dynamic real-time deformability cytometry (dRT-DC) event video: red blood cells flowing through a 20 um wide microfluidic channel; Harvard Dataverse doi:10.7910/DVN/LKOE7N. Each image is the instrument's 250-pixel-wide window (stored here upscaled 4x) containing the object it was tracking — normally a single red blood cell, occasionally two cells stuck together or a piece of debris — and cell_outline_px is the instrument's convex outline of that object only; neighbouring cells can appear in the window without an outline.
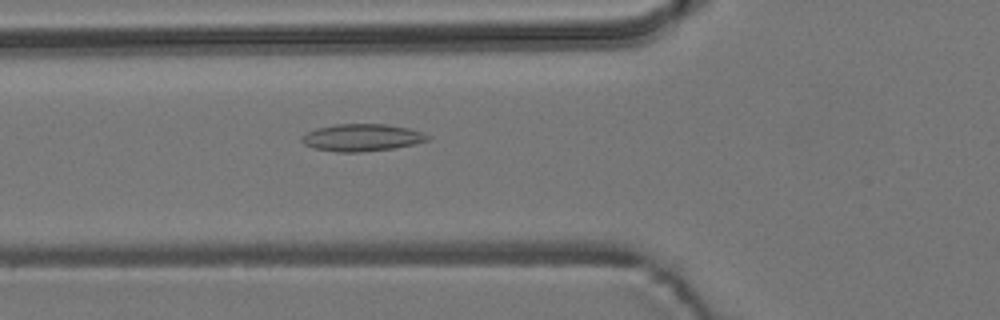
{"species": "common noctule bat (a hibernating species)", "species_latin": "Nyctalus noctula", "temperature_condition": "room temperature", "stored_images_in_passage": 2, "camera_frame_rate_fps": 3000, "um_per_image_px": 0.085, "animal": {"sex": "male", "body_mass_g": 19.2, "forearm_length_mm": 51.8}, "frame": {"image": 1, "passage_image": 2, "time_ms": 1.0, "image_size_px": [1000, 320], "cell_outline_px": [[432, 136], [428, 140], [416, 144], [396, 148], [360, 152], [336, 152], [312, 148], [304, 144], [300, 140], [300, 136], [316, 128], [336, 124], [388, 124], [408, 128], [424, 132]], "centroid_in_image_um": [30.78, 11.69], "position_along_channel_um": 95.0, "area_um2": 20.29}}